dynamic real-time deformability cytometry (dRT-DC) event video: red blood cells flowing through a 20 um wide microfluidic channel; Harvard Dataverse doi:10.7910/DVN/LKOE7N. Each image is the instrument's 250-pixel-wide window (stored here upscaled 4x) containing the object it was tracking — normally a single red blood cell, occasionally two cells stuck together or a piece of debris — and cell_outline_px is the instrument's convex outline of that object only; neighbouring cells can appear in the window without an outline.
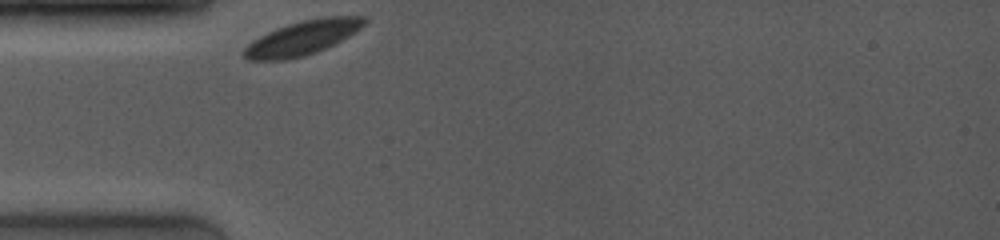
{"species": "common noctule bat (a hibernating species)", "species_latin": "Nyctalus noctula", "temperature_condition": "room temperature", "stored_images_in_passage": 14, "camera_frame_rate_fps": 4000, "um_per_image_px": 0.085, "animal": {"sex": "female", "body_mass_g": 19.0, "forearm_length_mm": 53.3}, "frame": {"image": 1, "passage_image": 1, "time_ms": 0.0, "image_size_px": [1000, 240], "cell_outline_px": [[368, 20], [360, 28], [348, 36], [316, 52], [304, 56], [284, 60], [248, 60], [240, 52], [252, 40], [276, 28], [288, 24], [304, 20], [324, 16], [364, 16]], "centroid_in_image_um": [25.67, 3.21], "position_along_channel_um": 59.3, "area_um2": 23.81}}
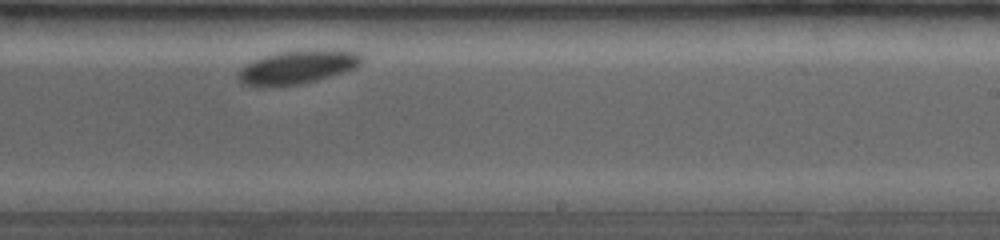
{"frame": {"image": 2, "passage_image": 12, "time_ms": 5.75, "image_size_px": [1000, 240], "cell_outline_px": [[364, 60], [356, 68], [316, 80], [300, 84], [268, 88], [256, 88], [240, 84], [240, 68], [264, 56], [276, 52], [360, 52], [364, 56]], "centroid_in_image_um": [25.23, 5.78], "position_along_channel_um": 263.8, "area_um2": 23.47}}
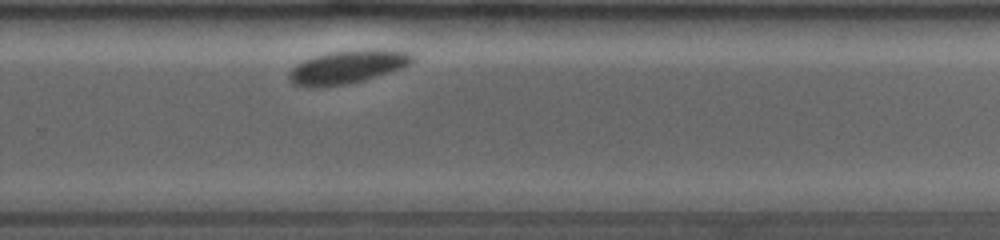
{"frame": {"image": 3, "passage_image": 14, "time_ms": 6.75, "image_size_px": [1000, 240], "cell_outline_px": [[412, 60], [408, 64], [400, 68], [364, 80], [344, 84], [308, 88], [300, 88], [292, 84], [288, 80], [288, 72], [296, 64], [304, 60], [328, 52], [360, 48], [384, 48], [408, 52], [412, 56]], "centroid_in_image_um": [29.46, 5.67], "position_along_channel_um": 300.3, "area_um2": 24.16}}